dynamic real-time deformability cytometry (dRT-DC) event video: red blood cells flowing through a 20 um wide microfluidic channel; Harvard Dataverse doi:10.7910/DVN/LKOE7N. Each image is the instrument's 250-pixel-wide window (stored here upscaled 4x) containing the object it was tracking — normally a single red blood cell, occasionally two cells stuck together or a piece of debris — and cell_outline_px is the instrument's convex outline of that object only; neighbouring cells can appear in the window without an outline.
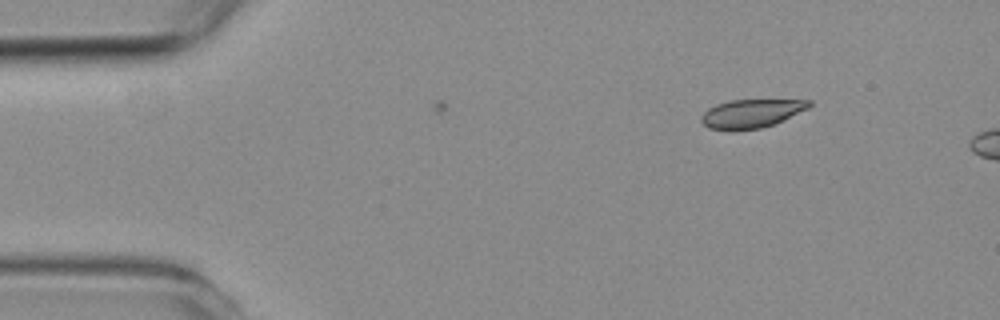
{"species": "common noctule bat (a hibernating species)", "species_latin": "Nyctalus noctula", "temperature_condition": "room temperature", "stored_images_in_passage": 3, "camera_frame_rate_fps": 3000, "um_per_image_px": 0.085, "animal": {"sex": "female", "body_mass_g": 19.3, "forearm_length_mm": 54.1}, "frame": {"image": 1, "passage_image": 1, "time_ms": 0.0, "image_size_px": [1000, 320], "cell_outline_px": [[812, 104], [808, 108], [772, 124], [760, 128], [732, 132], [708, 128], [700, 120], [700, 116], [708, 108], [716, 104], [728, 100], [812, 100]], "centroid_in_image_um": [63.78, 9.66], "position_along_channel_um": 21.2, "area_um2": 18.03}}